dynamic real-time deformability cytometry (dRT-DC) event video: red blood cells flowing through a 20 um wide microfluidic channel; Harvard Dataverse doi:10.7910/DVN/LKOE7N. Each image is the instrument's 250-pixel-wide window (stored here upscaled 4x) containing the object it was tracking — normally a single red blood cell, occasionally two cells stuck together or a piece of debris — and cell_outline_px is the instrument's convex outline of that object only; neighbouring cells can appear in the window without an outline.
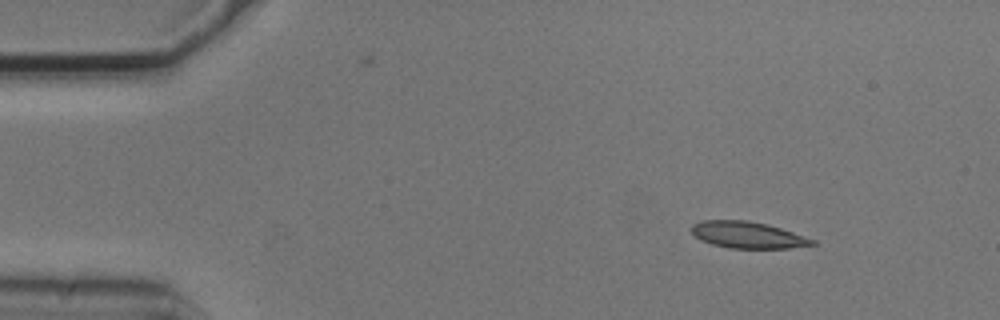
{"species": "common noctule bat (a hibernating species)", "species_latin": "Nyctalus noctula", "temperature_condition": "cold", "stored_images_in_passage": 4, "camera_frame_rate_fps": 3000, "um_per_image_px": 0.085, "animal": {"sex": "male", "body_mass_g": 20.5, "forearm_length_mm": 52.5}, "frame": {"image": 1, "passage_image": 1, "time_ms": 0.0, "image_size_px": [1000, 320], "cell_outline_px": [[816, 244], [788, 248], [728, 248], [712, 244], [700, 240], [692, 232], [692, 224], [700, 220], [744, 220], [768, 224], [816, 240]], "centroid_in_image_um": [63.53, 19.96], "position_along_channel_um": 21.5, "area_um2": 18.61}}